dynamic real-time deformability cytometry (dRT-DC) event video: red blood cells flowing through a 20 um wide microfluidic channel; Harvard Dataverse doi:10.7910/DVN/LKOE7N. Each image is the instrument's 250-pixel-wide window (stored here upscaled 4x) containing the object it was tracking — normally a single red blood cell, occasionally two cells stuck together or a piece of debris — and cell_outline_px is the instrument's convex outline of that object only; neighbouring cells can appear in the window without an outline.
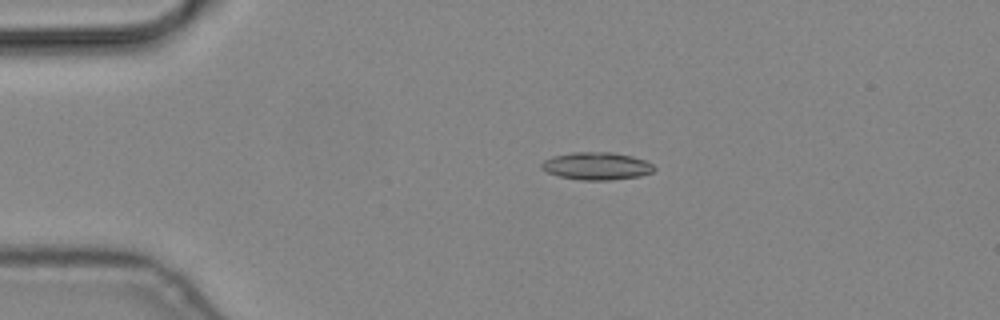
{"species": "common noctule bat (a hibernating species)", "species_latin": "Nyctalus noctula", "temperature_condition": "cold", "stored_images_in_passage": 5, "camera_frame_rate_fps": 3000, "um_per_image_px": 0.085, "animal": {"sex": "male", "body_mass_g": 19.2, "forearm_length_mm": 51.8}, "frame": {"image": 1, "passage_image": 3, "time_ms": 0.667, "image_size_px": [1000, 320], "cell_outline_px": [[656, 168], [652, 172], [640, 176], [612, 180], [580, 180], [560, 176], [548, 172], [540, 168], [540, 164], [544, 160], [552, 156], [572, 152], [612, 152], [632, 156], [644, 160], [652, 164]], "centroid_in_image_um": [50.7, 14.11], "position_along_channel_um": 34.3, "area_um2": 18.15}}
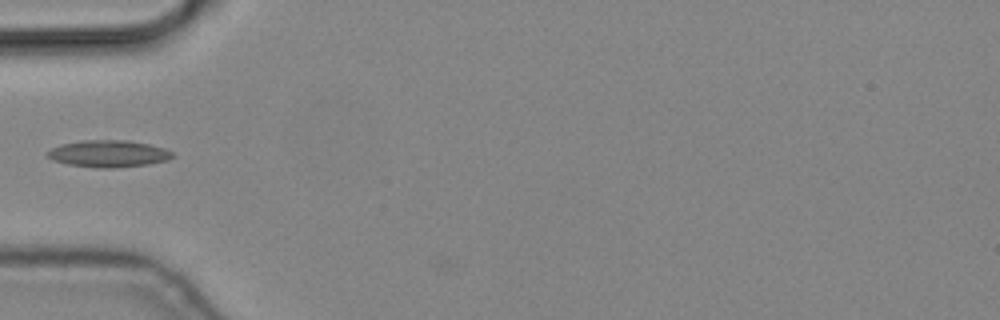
{"frame": {"image": 2, "passage_image": 5, "time_ms": 1.333, "image_size_px": [1000, 320], "cell_outline_px": [[172, 156], [168, 160], [148, 164], [112, 168], [96, 168], [68, 164], [52, 160], [44, 156], [52, 148], [60, 144], [80, 140], [128, 140], [148, 144], [164, 148], [172, 152]], "centroid_in_image_um": [9.17, 13.06], "position_along_channel_um": 75.8, "area_um2": 19.65}}